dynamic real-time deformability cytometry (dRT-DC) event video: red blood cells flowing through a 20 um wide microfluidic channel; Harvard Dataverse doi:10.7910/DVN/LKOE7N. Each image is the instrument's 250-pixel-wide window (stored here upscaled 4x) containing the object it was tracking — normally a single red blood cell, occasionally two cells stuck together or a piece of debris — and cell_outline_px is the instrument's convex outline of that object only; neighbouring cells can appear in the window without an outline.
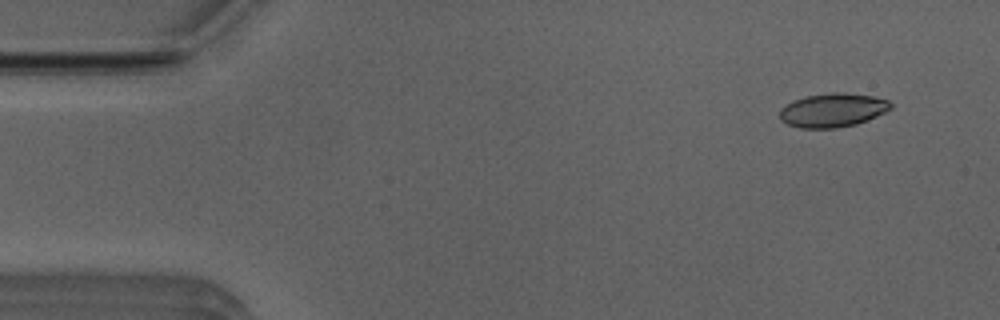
{"species": "Egyptian fruit bat (a non-hibernating species)", "species_latin": "Rousettus aegyptiacus", "temperature_condition": "room temperature", "stored_images_in_passage": 45, "camera_frame_rate_fps": 3000, "um_per_image_px": 0.085, "animal": {"sex": "male"}, "frame": {"image": 1, "passage_image": 2, "time_ms": 0.333, "image_size_px": [1000, 320], "cell_outline_px": [[892, 108], [876, 116], [856, 124], [836, 128], [800, 128], [788, 124], [780, 120], [780, 108], [804, 96], [832, 92], [844, 92], [872, 96], [888, 100], [892, 104]], "centroid_in_image_um": [70.78, 9.36], "position_along_channel_um": 14.2, "area_um2": 21.79}}
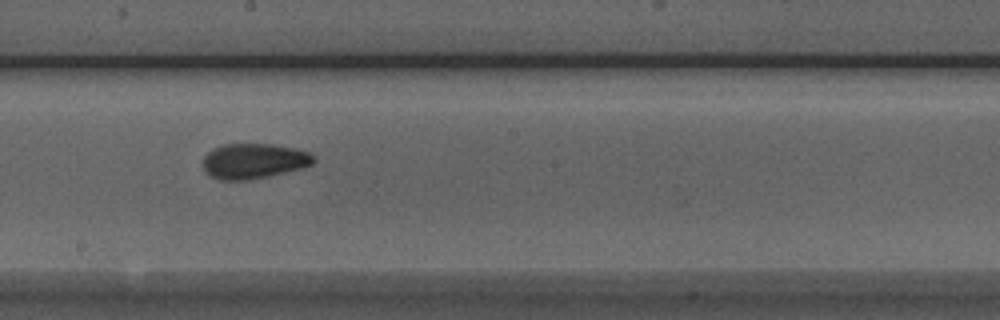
{"frame": {"image": 2, "passage_image": 26, "time_ms": 8.333, "image_size_px": [1000, 320], "cell_outline_px": [[316, 160], [312, 164], [300, 168], [268, 176], [248, 180], [220, 180], [208, 176], [204, 172], [204, 156], [212, 148], [224, 144], [272, 144], [296, 148], [308, 152], [316, 156]], "centroid_in_image_um": [21.55, 13.68], "position_along_channel_um": 226.6, "area_um2": 22.83}}
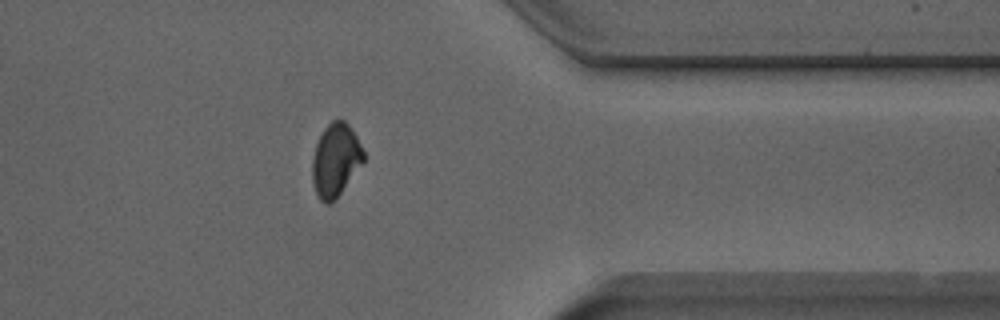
{"frame": {"image": 3, "passage_image": 39, "time_ms": 12.667, "image_size_px": [1000, 320], "cell_outline_px": [[364, 160], [340, 192], [328, 204], [324, 204], [320, 200], [316, 192], [312, 180], [312, 160], [316, 144], [324, 128], [332, 120], [344, 120], [348, 124], [356, 136], [364, 152]], "centroid_in_image_um": [28.5, 13.58], "position_along_channel_um": 382.9, "area_um2": 21.27}, "authors_computed_cell_mechanics": {"area_um2": 22.1374, "velocity_mm_per_s": 3.9453, "shape_relaxation_time_tau1_ms": 4.0265, "shape_relaxation_time_tau2_ms": 1.8137, "deformation_change_tau1": 0.1398, "deformation_change_tau2": 0.0696}}